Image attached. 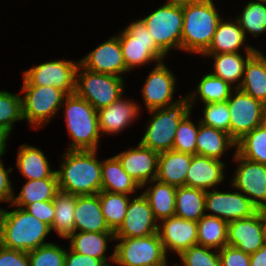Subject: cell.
<instances>
[{
  "mask_svg": "<svg viewBox=\"0 0 266 266\" xmlns=\"http://www.w3.org/2000/svg\"><path fill=\"white\" fill-rule=\"evenodd\" d=\"M97 150H67L63 153L58 177L60 191L75 196L94 195L101 191V161Z\"/></svg>",
  "mask_w": 266,
  "mask_h": 266,
  "instance_id": "cell-1",
  "label": "cell"
},
{
  "mask_svg": "<svg viewBox=\"0 0 266 266\" xmlns=\"http://www.w3.org/2000/svg\"><path fill=\"white\" fill-rule=\"evenodd\" d=\"M221 19L212 0L184 4L181 50L203 54L209 48Z\"/></svg>",
  "mask_w": 266,
  "mask_h": 266,
  "instance_id": "cell-2",
  "label": "cell"
},
{
  "mask_svg": "<svg viewBox=\"0 0 266 266\" xmlns=\"http://www.w3.org/2000/svg\"><path fill=\"white\" fill-rule=\"evenodd\" d=\"M64 105L66 126L72 141L67 150H97L101 136L97 110L76 93L68 94Z\"/></svg>",
  "mask_w": 266,
  "mask_h": 266,
  "instance_id": "cell-3",
  "label": "cell"
},
{
  "mask_svg": "<svg viewBox=\"0 0 266 266\" xmlns=\"http://www.w3.org/2000/svg\"><path fill=\"white\" fill-rule=\"evenodd\" d=\"M152 114L140 144L158 153L172 150L179 122L191 112L187 96L178 102L148 110Z\"/></svg>",
  "mask_w": 266,
  "mask_h": 266,
  "instance_id": "cell-4",
  "label": "cell"
},
{
  "mask_svg": "<svg viewBox=\"0 0 266 266\" xmlns=\"http://www.w3.org/2000/svg\"><path fill=\"white\" fill-rule=\"evenodd\" d=\"M50 227L30 214L24 208L16 207L13 211H7L2 247L7 249L29 252L42 245Z\"/></svg>",
  "mask_w": 266,
  "mask_h": 266,
  "instance_id": "cell-5",
  "label": "cell"
},
{
  "mask_svg": "<svg viewBox=\"0 0 266 266\" xmlns=\"http://www.w3.org/2000/svg\"><path fill=\"white\" fill-rule=\"evenodd\" d=\"M112 263L119 266H168L167 253L158 233L146 237L115 238Z\"/></svg>",
  "mask_w": 266,
  "mask_h": 266,
  "instance_id": "cell-6",
  "label": "cell"
},
{
  "mask_svg": "<svg viewBox=\"0 0 266 266\" xmlns=\"http://www.w3.org/2000/svg\"><path fill=\"white\" fill-rule=\"evenodd\" d=\"M124 84L123 77L93 72L79 64L75 93L99 110L111 105L123 95Z\"/></svg>",
  "mask_w": 266,
  "mask_h": 266,
  "instance_id": "cell-7",
  "label": "cell"
},
{
  "mask_svg": "<svg viewBox=\"0 0 266 266\" xmlns=\"http://www.w3.org/2000/svg\"><path fill=\"white\" fill-rule=\"evenodd\" d=\"M117 36L128 71L152 61L159 63L167 56L156 45L142 19L130 23Z\"/></svg>",
  "mask_w": 266,
  "mask_h": 266,
  "instance_id": "cell-8",
  "label": "cell"
},
{
  "mask_svg": "<svg viewBox=\"0 0 266 266\" xmlns=\"http://www.w3.org/2000/svg\"><path fill=\"white\" fill-rule=\"evenodd\" d=\"M21 93L23 120L32 127L46 125L62 107L68 95L60 88L53 86L23 85Z\"/></svg>",
  "mask_w": 266,
  "mask_h": 266,
  "instance_id": "cell-9",
  "label": "cell"
},
{
  "mask_svg": "<svg viewBox=\"0 0 266 266\" xmlns=\"http://www.w3.org/2000/svg\"><path fill=\"white\" fill-rule=\"evenodd\" d=\"M142 20L156 45L166 55L171 49L181 50L183 5L166 2Z\"/></svg>",
  "mask_w": 266,
  "mask_h": 266,
  "instance_id": "cell-10",
  "label": "cell"
},
{
  "mask_svg": "<svg viewBox=\"0 0 266 266\" xmlns=\"http://www.w3.org/2000/svg\"><path fill=\"white\" fill-rule=\"evenodd\" d=\"M227 104L230 111L229 134L235 141L263 124L266 105L239 88L231 93Z\"/></svg>",
  "mask_w": 266,
  "mask_h": 266,
  "instance_id": "cell-11",
  "label": "cell"
},
{
  "mask_svg": "<svg viewBox=\"0 0 266 266\" xmlns=\"http://www.w3.org/2000/svg\"><path fill=\"white\" fill-rule=\"evenodd\" d=\"M80 61L51 60L31 67L23 73V85L53 86L67 94L75 93L76 72Z\"/></svg>",
  "mask_w": 266,
  "mask_h": 266,
  "instance_id": "cell-12",
  "label": "cell"
},
{
  "mask_svg": "<svg viewBox=\"0 0 266 266\" xmlns=\"http://www.w3.org/2000/svg\"><path fill=\"white\" fill-rule=\"evenodd\" d=\"M236 167L232 187L243 193L258 208L266 207V165L248 160L236 152Z\"/></svg>",
  "mask_w": 266,
  "mask_h": 266,
  "instance_id": "cell-13",
  "label": "cell"
},
{
  "mask_svg": "<svg viewBox=\"0 0 266 266\" xmlns=\"http://www.w3.org/2000/svg\"><path fill=\"white\" fill-rule=\"evenodd\" d=\"M205 211H211L209 216L218 217L227 223L251 217L258 211V208L243 193L206 191Z\"/></svg>",
  "mask_w": 266,
  "mask_h": 266,
  "instance_id": "cell-14",
  "label": "cell"
},
{
  "mask_svg": "<svg viewBox=\"0 0 266 266\" xmlns=\"http://www.w3.org/2000/svg\"><path fill=\"white\" fill-rule=\"evenodd\" d=\"M176 77L163 61L157 63L149 72L142 87L145 108L148 110L163 108L179 100H173Z\"/></svg>",
  "mask_w": 266,
  "mask_h": 266,
  "instance_id": "cell-15",
  "label": "cell"
},
{
  "mask_svg": "<svg viewBox=\"0 0 266 266\" xmlns=\"http://www.w3.org/2000/svg\"><path fill=\"white\" fill-rule=\"evenodd\" d=\"M158 221L143 193L129 201L126 216L115 238L146 237L158 232Z\"/></svg>",
  "mask_w": 266,
  "mask_h": 266,
  "instance_id": "cell-16",
  "label": "cell"
},
{
  "mask_svg": "<svg viewBox=\"0 0 266 266\" xmlns=\"http://www.w3.org/2000/svg\"><path fill=\"white\" fill-rule=\"evenodd\" d=\"M80 64L93 72L120 76L129 73L123 58L119 37L113 36L94 50L89 52L84 58L79 59Z\"/></svg>",
  "mask_w": 266,
  "mask_h": 266,
  "instance_id": "cell-17",
  "label": "cell"
},
{
  "mask_svg": "<svg viewBox=\"0 0 266 266\" xmlns=\"http://www.w3.org/2000/svg\"><path fill=\"white\" fill-rule=\"evenodd\" d=\"M115 157L122 168L143 189L148 182L156 179L159 153L138 143L137 147L123 151Z\"/></svg>",
  "mask_w": 266,
  "mask_h": 266,
  "instance_id": "cell-18",
  "label": "cell"
},
{
  "mask_svg": "<svg viewBox=\"0 0 266 266\" xmlns=\"http://www.w3.org/2000/svg\"><path fill=\"white\" fill-rule=\"evenodd\" d=\"M158 223V235L167 251L179 255L182 251L197 245V222L177 216L162 219Z\"/></svg>",
  "mask_w": 266,
  "mask_h": 266,
  "instance_id": "cell-19",
  "label": "cell"
},
{
  "mask_svg": "<svg viewBox=\"0 0 266 266\" xmlns=\"http://www.w3.org/2000/svg\"><path fill=\"white\" fill-rule=\"evenodd\" d=\"M264 243L260 209L251 217L228 223L227 245L252 254Z\"/></svg>",
  "mask_w": 266,
  "mask_h": 266,
  "instance_id": "cell-20",
  "label": "cell"
},
{
  "mask_svg": "<svg viewBox=\"0 0 266 266\" xmlns=\"http://www.w3.org/2000/svg\"><path fill=\"white\" fill-rule=\"evenodd\" d=\"M140 109L133 99H124L122 95L111 105L97 110L100 134L120 133L138 118Z\"/></svg>",
  "mask_w": 266,
  "mask_h": 266,
  "instance_id": "cell-21",
  "label": "cell"
},
{
  "mask_svg": "<svg viewBox=\"0 0 266 266\" xmlns=\"http://www.w3.org/2000/svg\"><path fill=\"white\" fill-rule=\"evenodd\" d=\"M225 163L221 160L193 155L186 174L185 186L204 191L221 184L224 177Z\"/></svg>",
  "mask_w": 266,
  "mask_h": 266,
  "instance_id": "cell-22",
  "label": "cell"
},
{
  "mask_svg": "<svg viewBox=\"0 0 266 266\" xmlns=\"http://www.w3.org/2000/svg\"><path fill=\"white\" fill-rule=\"evenodd\" d=\"M74 222L75 232H112L104 219L98 194L77 196Z\"/></svg>",
  "mask_w": 266,
  "mask_h": 266,
  "instance_id": "cell-23",
  "label": "cell"
},
{
  "mask_svg": "<svg viewBox=\"0 0 266 266\" xmlns=\"http://www.w3.org/2000/svg\"><path fill=\"white\" fill-rule=\"evenodd\" d=\"M244 46L246 52L245 58L240 53H203L202 55L214 58V71L211 72L213 75L220 77L231 86L235 83V88H239L245 64L258 50L248 44Z\"/></svg>",
  "mask_w": 266,
  "mask_h": 266,
  "instance_id": "cell-24",
  "label": "cell"
},
{
  "mask_svg": "<svg viewBox=\"0 0 266 266\" xmlns=\"http://www.w3.org/2000/svg\"><path fill=\"white\" fill-rule=\"evenodd\" d=\"M192 156L174 150L159 153L156 180L175 187L185 186Z\"/></svg>",
  "mask_w": 266,
  "mask_h": 266,
  "instance_id": "cell-25",
  "label": "cell"
},
{
  "mask_svg": "<svg viewBox=\"0 0 266 266\" xmlns=\"http://www.w3.org/2000/svg\"><path fill=\"white\" fill-rule=\"evenodd\" d=\"M239 89L266 105V56L261 51L246 62Z\"/></svg>",
  "mask_w": 266,
  "mask_h": 266,
  "instance_id": "cell-26",
  "label": "cell"
},
{
  "mask_svg": "<svg viewBox=\"0 0 266 266\" xmlns=\"http://www.w3.org/2000/svg\"><path fill=\"white\" fill-rule=\"evenodd\" d=\"M236 148V141L230 134L203 125L199 121L196 138V155L220 160L227 149Z\"/></svg>",
  "mask_w": 266,
  "mask_h": 266,
  "instance_id": "cell-27",
  "label": "cell"
},
{
  "mask_svg": "<svg viewBox=\"0 0 266 266\" xmlns=\"http://www.w3.org/2000/svg\"><path fill=\"white\" fill-rule=\"evenodd\" d=\"M67 239H70V249L75 252L98 258L103 262L114 258V252L109 257L105 255L107 242L115 240L114 232H74Z\"/></svg>",
  "mask_w": 266,
  "mask_h": 266,
  "instance_id": "cell-28",
  "label": "cell"
},
{
  "mask_svg": "<svg viewBox=\"0 0 266 266\" xmlns=\"http://www.w3.org/2000/svg\"><path fill=\"white\" fill-rule=\"evenodd\" d=\"M17 153V168L27 180L50 178L56 170H52L47 157L39 148L22 144Z\"/></svg>",
  "mask_w": 266,
  "mask_h": 266,
  "instance_id": "cell-29",
  "label": "cell"
},
{
  "mask_svg": "<svg viewBox=\"0 0 266 266\" xmlns=\"http://www.w3.org/2000/svg\"><path fill=\"white\" fill-rule=\"evenodd\" d=\"M58 188V177L55 172L50 178L27 180L18 196L13 195L9 207L26 208L37 201L53 200Z\"/></svg>",
  "mask_w": 266,
  "mask_h": 266,
  "instance_id": "cell-30",
  "label": "cell"
},
{
  "mask_svg": "<svg viewBox=\"0 0 266 266\" xmlns=\"http://www.w3.org/2000/svg\"><path fill=\"white\" fill-rule=\"evenodd\" d=\"M101 190L112 193H122L130 195L141 187L122 168L119 160L113 156L101 161Z\"/></svg>",
  "mask_w": 266,
  "mask_h": 266,
  "instance_id": "cell-31",
  "label": "cell"
},
{
  "mask_svg": "<svg viewBox=\"0 0 266 266\" xmlns=\"http://www.w3.org/2000/svg\"><path fill=\"white\" fill-rule=\"evenodd\" d=\"M148 184L149 187L143 191V195L149 202L154 218L159 222V220L175 216L177 187L162 183L156 179L148 182Z\"/></svg>",
  "mask_w": 266,
  "mask_h": 266,
  "instance_id": "cell-32",
  "label": "cell"
},
{
  "mask_svg": "<svg viewBox=\"0 0 266 266\" xmlns=\"http://www.w3.org/2000/svg\"><path fill=\"white\" fill-rule=\"evenodd\" d=\"M246 43L243 29L237 20H220L213 40L204 53H239L241 46Z\"/></svg>",
  "mask_w": 266,
  "mask_h": 266,
  "instance_id": "cell-33",
  "label": "cell"
},
{
  "mask_svg": "<svg viewBox=\"0 0 266 266\" xmlns=\"http://www.w3.org/2000/svg\"><path fill=\"white\" fill-rule=\"evenodd\" d=\"M206 191L181 186L176 189L175 216L198 222L205 215Z\"/></svg>",
  "mask_w": 266,
  "mask_h": 266,
  "instance_id": "cell-34",
  "label": "cell"
},
{
  "mask_svg": "<svg viewBox=\"0 0 266 266\" xmlns=\"http://www.w3.org/2000/svg\"><path fill=\"white\" fill-rule=\"evenodd\" d=\"M77 196L58 191L53 199L55 214L50 230L67 239L75 232L74 211Z\"/></svg>",
  "mask_w": 266,
  "mask_h": 266,
  "instance_id": "cell-35",
  "label": "cell"
},
{
  "mask_svg": "<svg viewBox=\"0 0 266 266\" xmlns=\"http://www.w3.org/2000/svg\"><path fill=\"white\" fill-rule=\"evenodd\" d=\"M194 93L186 95L189 98L190 106L195 104L196 96L204 103H215L227 101L235 87L225 82L220 77L213 75L211 72L204 75L197 85ZM194 102V103H193Z\"/></svg>",
  "mask_w": 266,
  "mask_h": 266,
  "instance_id": "cell-36",
  "label": "cell"
},
{
  "mask_svg": "<svg viewBox=\"0 0 266 266\" xmlns=\"http://www.w3.org/2000/svg\"><path fill=\"white\" fill-rule=\"evenodd\" d=\"M227 230L226 221L205 214L197 222V245L220 250L227 245Z\"/></svg>",
  "mask_w": 266,
  "mask_h": 266,
  "instance_id": "cell-37",
  "label": "cell"
},
{
  "mask_svg": "<svg viewBox=\"0 0 266 266\" xmlns=\"http://www.w3.org/2000/svg\"><path fill=\"white\" fill-rule=\"evenodd\" d=\"M104 219L112 232H116L122 225L129 201L127 194L112 193L101 190L98 193Z\"/></svg>",
  "mask_w": 266,
  "mask_h": 266,
  "instance_id": "cell-38",
  "label": "cell"
},
{
  "mask_svg": "<svg viewBox=\"0 0 266 266\" xmlns=\"http://www.w3.org/2000/svg\"><path fill=\"white\" fill-rule=\"evenodd\" d=\"M235 152L248 160L266 165V125L261 124L236 141Z\"/></svg>",
  "mask_w": 266,
  "mask_h": 266,
  "instance_id": "cell-39",
  "label": "cell"
},
{
  "mask_svg": "<svg viewBox=\"0 0 266 266\" xmlns=\"http://www.w3.org/2000/svg\"><path fill=\"white\" fill-rule=\"evenodd\" d=\"M236 20L243 29L245 37L246 32L258 37L266 32V3L248 2Z\"/></svg>",
  "mask_w": 266,
  "mask_h": 266,
  "instance_id": "cell-40",
  "label": "cell"
},
{
  "mask_svg": "<svg viewBox=\"0 0 266 266\" xmlns=\"http://www.w3.org/2000/svg\"><path fill=\"white\" fill-rule=\"evenodd\" d=\"M23 120L21 95L0 90V127L11 135L14 122Z\"/></svg>",
  "mask_w": 266,
  "mask_h": 266,
  "instance_id": "cell-41",
  "label": "cell"
},
{
  "mask_svg": "<svg viewBox=\"0 0 266 266\" xmlns=\"http://www.w3.org/2000/svg\"><path fill=\"white\" fill-rule=\"evenodd\" d=\"M191 112L178 124L172 150L190 155H196V138L199 123L195 126L190 120Z\"/></svg>",
  "mask_w": 266,
  "mask_h": 266,
  "instance_id": "cell-42",
  "label": "cell"
},
{
  "mask_svg": "<svg viewBox=\"0 0 266 266\" xmlns=\"http://www.w3.org/2000/svg\"><path fill=\"white\" fill-rule=\"evenodd\" d=\"M30 266H65L66 250L52 242L27 253Z\"/></svg>",
  "mask_w": 266,
  "mask_h": 266,
  "instance_id": "cell-43",
  "label": "cell"
},
{
  "mask_svg": "<svg viewBox=\"0 0 266 266\" xmlns=\"http://www.w3.org/2000/svg\"><path fill=\"white\" fill-rule=\"evenodd\" d=\"M178 256L183 266H221L218 250L215 249L214 251L213 248L205 246H191L189 249L182 251ZM176 264L181 266L178 263Z\"/></svg>",
  "mask_w": 266,
  "mask_h": 266,
  "instance_id": "cell-44",
  "label": "cell"
},
{
  "mask_svg": "<svg viewBox=\"0 0 266 266\" xmlns=\"http://www.w3.org/2000/svg\"><path fill=\"white\" fill-rule=\"evenodd\" d=\"M199 121L229 134L230 111L227 101L204 104L203 118Z\"/></svg>",
  "mask_w": 266,
  "mask_h": 266,
  "instance_id": "cell-45",
  "label": "cell"
},
{
  "mask_svg": "<svg viewBox=\"0 0 266 266\" xmlns=\"http://www.w3.org/2000/svg\"><path fill=\"white\" fill-rule=\"evenodd\" d=\"M221 266H250V254L226 245L218 250Z\"/></svg>",
  "mask_w": 266,
  "mask_h": 266,
  "instance_id": "cell-46",
  "label": "cell"
},
{
  "mask_svg": "<svg viewBox=\"0 0 266 266\" xmlns=\"http://www.w3.org/2000/svg\"><path fill=\"white\" fill-rule=\"evenodd\" d=\"M25 210L51 228L55 214L53 200L34 202L29 204Z\"/></svg>",
  "mask_w": 266,
  "mask_h": 266,
  "instance_id": "cell-47",
  "label": "cell"
},
{
  "mask_svg": "<svg viewBox=\"0 0 266 266\" xmlns=\"http://www.w3.org/2000/svg\"><path fill=\"white\" fill-rule=\"evenodd\" d=\"M0 266H30L27 252L0 246Z\"/></svg>",
  "mask_w": 266,
  "mask_h": 266,
  "instance_id": "cell-48",
  "label": "cell"
},
{
  "mask_svg": "<svg viewBox=\"0 0 266 266\" xmlns=\"http://www.w3.org/2000/svg\"><path fill=\"white\" fill-rule=\"evenodd\" d=\"M102 263L103 261L98 258L80 254L70 248L69 251L66 250L65 266H101Z\"/></svg>",
  "mask_w": 266,
  "mask_h": 266,
  "instance_id": "cell-49",
  "label": "cell"
},
{
  "mask_svg": "<svg viewBox=\"0 0 266 266\" xmlns=\"http://www.w3.org/2000/svg\"><path fill=\"white\" fill-rule=\"evenodd\" d=\"M13 171V168L5 169L4 163L0 160V202L11 203L12 197L15 194L12 188L9 174ZM9 173V174H8Z\"/></svg>",
  "mask_w": 266,
  "mask_h": 266,
  "instance_id": "cell-50",
  "label": "cell"
},
{
  "mask_svg": "<svg viewBox=\"0 0 266 266\" xmlns=\"http://www.w3.org/2000/svg\"><path fill=\"white\" fill-rule=\"evenodd\" d=\"M250 266H266V243L255 253L250 254Z\"/></svg>",
  "mask_w": 266,
  "mask_h": 266,
  "instance_id": "cell-51",
  "label": "cell"
},
{
  "mask_svg": "<svg viewBox=\"0 0 266 266\" xmlns=\"http://www.w3.org/2000/svg\"><path fill=\"white\" fill-rule=\"evenodd\" d=\"M9 137L10 135L0 127V160L3 154H5Z\"/></svg>",
  "mask_w": 266,
  "mask_h": 266,
  "instance_id": "cell-52",
  "label": "cell"
},
{
  "mask_svg": "<svg viewBox=\"0 0 266 266\" xmlns=\"http://www.w3.org/2000/svg\"><path fill=\"white\" fill-rule=\"evenodd\" d=\"M7 215V210L1 209L0 207V246L2 245L3 236H4V224Z\"/></svg>",
  "mask_w": 266,
  "mask_h": 266,
  "instance_id": "cell-53",
  "label": "cell"
},
{
  "mask_svg": "<svg viewBox=\"0 0 266 266\" xmlns=\"http://www.w3.org/2000/svg\"><path fill=\"white\" fill-rule=\"evenodd\" d=\"M260 216H261V223H262L263 238H264V242L266 243V207L260 208Z\"/></svg>",
  "mask_w": 266,
  "mask_h": 266,
  "instance_id": "cell-54",
  "label": "cell"
},
{
  "mask_svg": "<svg viewBox=\"0 0 266 266\" xmlns=\"http://www.w3.org/2000/svg\"><path fill=\"white\" fill-rule=\"evenodd\" d=\"M195 1H198V0H168V2H172L175 4H179V5L189 4Z\"/></svg>",
  "mask_w": 266,
  "mask_h": 266,
  "instance_id": "cell-55",
  "label": "cell"
},
{
  "mask_svg": "<svg viewBox=\"0 0 266 266\" xmlns=\"http://www.w3.org/2000/svg\"><path fill=\"white\" fill-rule=\"evenodd\" d=\"M107 262H108V261L103 262L101 266H113L112 264H108Z\"/></svg>",
  "mask_w": 266,
  "mask_h": 266,
  "instance_id": "cell-56",
  "label": "cell"
},
{
  "mask_svg": "<svg viewBox=\"0 0 266 266\" xmlns=\"http://www.w3.org/2000/svg\"><path fill=\"white\" fill-rule=\"evenodd\" d=\"M252 2H262V3H266V0H252Z\"/></svg>",
  "mask_w": 266,
  "mask_h": 266,
  "instance_id": "cell-57",
  "label": "cell"
},
{
  "mask_svg": "<svg viewBox=\"0 0 266 266\" xmlns=\"http://www.w3.org/2000/svg\"><path fill=\"white\" fill-rule=\"evenodd\" d=\"M263 123L266 125V110H265V115H264Z\"/></svg>",
  "mask_w": 266,
  "mask_h": 266,
  "instance_id": "cell-58",
  "label": "cell"
}]
</instances>
